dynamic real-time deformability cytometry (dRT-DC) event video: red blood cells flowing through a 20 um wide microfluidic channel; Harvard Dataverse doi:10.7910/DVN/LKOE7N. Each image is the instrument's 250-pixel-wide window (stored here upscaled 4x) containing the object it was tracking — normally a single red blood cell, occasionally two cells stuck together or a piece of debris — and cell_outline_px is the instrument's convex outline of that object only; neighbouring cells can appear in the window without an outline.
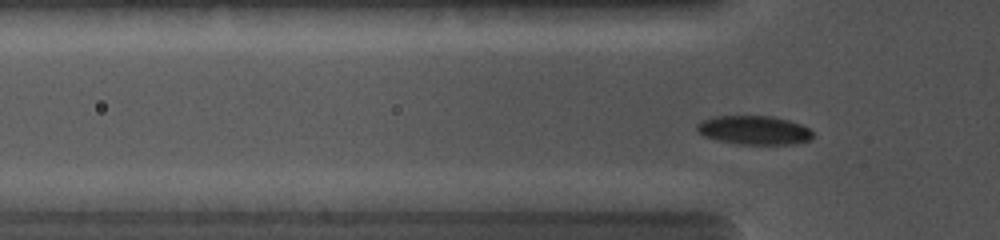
{"species": "common noctule bat (a hibernating species)", "species_latin": "Nyctalus noctula", "temperature_condition": "cold", "stored_images_in_passage": 43, "camera_frame_rate_fps": 5000, "um_per_image_px": 0.085, "animal": {"sex": "female", "body_mass_g": 19.0, "forearm_length_mm": 56.7}, "frame": {"image": 1, "passage_image": 13, "time_ms": 2.8, "image_size_px": [1000, 240], "cell_outline_px": [[812, 140], [792, 144], [740, 144], [716, 140], [704, 136], [696, 128], [696, 124], [700, 120], [712, 116], [772, 116], [788, 120], [800, 124], [808, 128], [812, 132]], "centroid_in_image_um": [64.07, 11.06], "position_along_channel_um": 61.7, "area_um2": 19.54}}
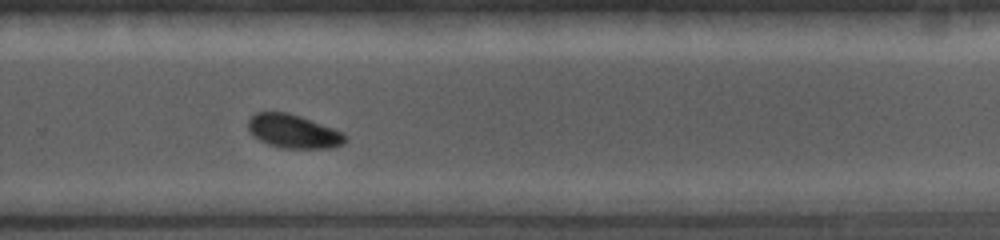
{"frame": {"image": 2, "passage_image": 37, "time_ms": 8.2, "image_size_px": [1000, 240], "cell_outline_px": [[348, 140], [344, 144], [332, 148], [280, 148], [268, 144], [252, 136], [248, 132], [248, 120], [256, 112], [288, 112], [300, 116], [344, 132], [348, 136]], "centroid_in_image_um": [24.96, 11.17], "position_along_channel_um": 304.8, "area_um2": 19.31}}
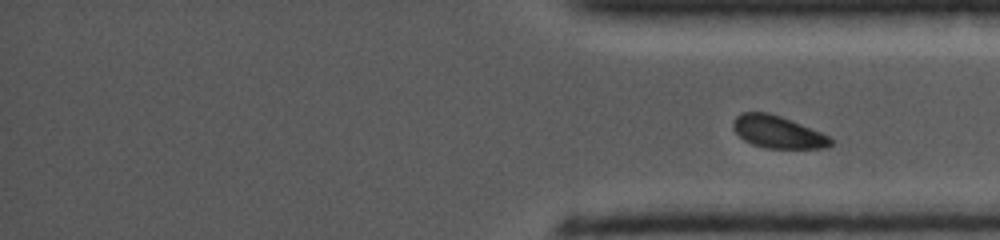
{"frame": {"image": 3, "passage_image": 43, "time_ms": 9.6, "image_size_px": [1000, 240], "cell_outline_px": [[832, 144], [828, 148], [768, 148], [752, 144], [744, 140], [732, 128], [732, 120], [736, 116], [744, 112], [768, 112], [780, 116], [820, 132], [828, 136], [832, 140]], "centroid_in_image_um": [66.08, 11.22], "position_along_channel_um": 369.1, "area_um2": 18.21}}